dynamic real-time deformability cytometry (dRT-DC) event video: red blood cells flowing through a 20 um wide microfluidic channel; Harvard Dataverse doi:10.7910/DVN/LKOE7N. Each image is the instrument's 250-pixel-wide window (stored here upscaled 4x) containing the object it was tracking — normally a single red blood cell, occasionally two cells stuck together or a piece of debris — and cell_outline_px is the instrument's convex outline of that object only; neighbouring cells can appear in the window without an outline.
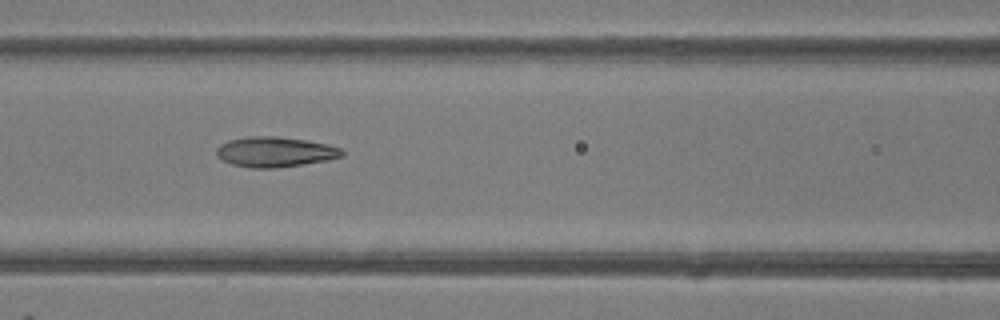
{"species": "common noctule bat (a hibernating species)", "species_latin": "Nyctalus noctula", "temperature_condition": "room temperature", "stored_images_in_passage": 6, "camera_frame_rate_fps": 3000, "um_per_image_px": 0.085, "animal": {"sex": "female"}, "frame": {"image": 1, "passage_image": 4, "time_ms": 3.333, "image_size_px": [1000, 320], "cell_outline_px": [[344, 156], [328, 160], [276, 168], [248, 168], [232, 164], [224, 160], [216, 152], [216, 148], [220, 144], [228, 140], [248, 136], [276, 136], [304, 140], [328, 144], [340, 148], [344, 152]], "centroid_in_image_um": [23.38, 12.91], "position_along_channel_um": 143.2, "area_um2": 22.02}}
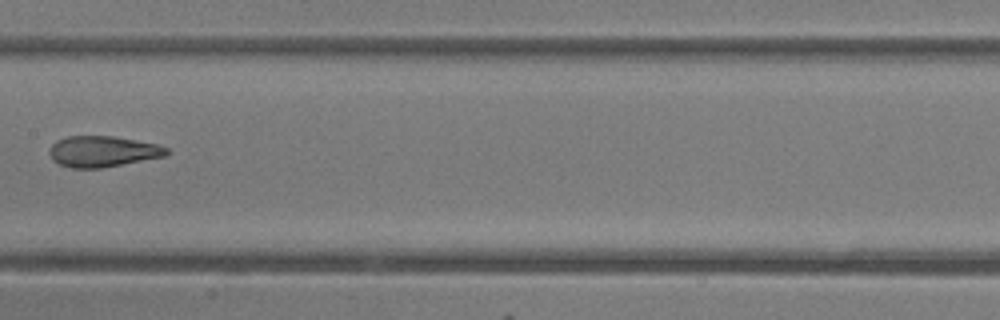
{"frame": {"image": 2, "passage_image": 5, "time_ms": 4.667, "image_size_px": [1000, 320], "cell_outline_px": [[168, 152], [164, 156], [100, 168], [68, 168], [52, 160], [48, 152], [52, 144], [56, 140], [68, 136], [112, 136], [156, 144], [168, 148]], "centroid_in_image_um": [8.66, 12.87], "position_along_channel_um": 198.7, "area_um2": 20.92}}
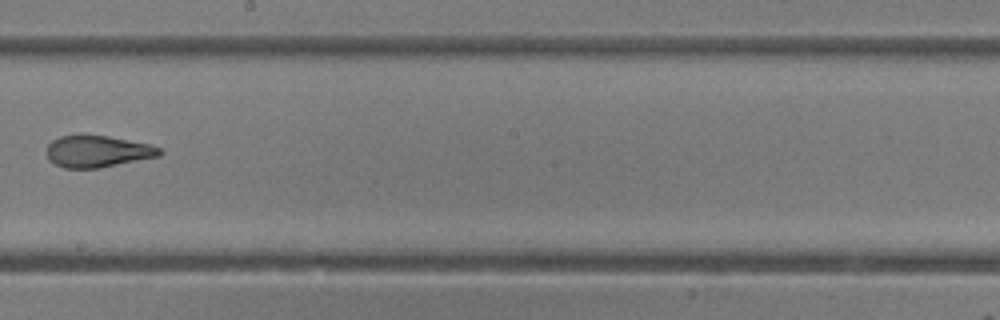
{"frame": {"image": 3, "passage_image": 6, "time_ms": 5.667, "image_size_px": [1000, 320], "cell_outline_px": [[164, 152], [160, 156], [100, 168], [64, 168], [48, 160], [48, 144], [52, 140], [60, 136], [80, 132], [84, 132], [108, 136], [148, 144], [160, 148]], "centroid_in_image_um": [8.27, 12.83], "position_along_channel_um": 239.9, "area_um2": 21.39}}